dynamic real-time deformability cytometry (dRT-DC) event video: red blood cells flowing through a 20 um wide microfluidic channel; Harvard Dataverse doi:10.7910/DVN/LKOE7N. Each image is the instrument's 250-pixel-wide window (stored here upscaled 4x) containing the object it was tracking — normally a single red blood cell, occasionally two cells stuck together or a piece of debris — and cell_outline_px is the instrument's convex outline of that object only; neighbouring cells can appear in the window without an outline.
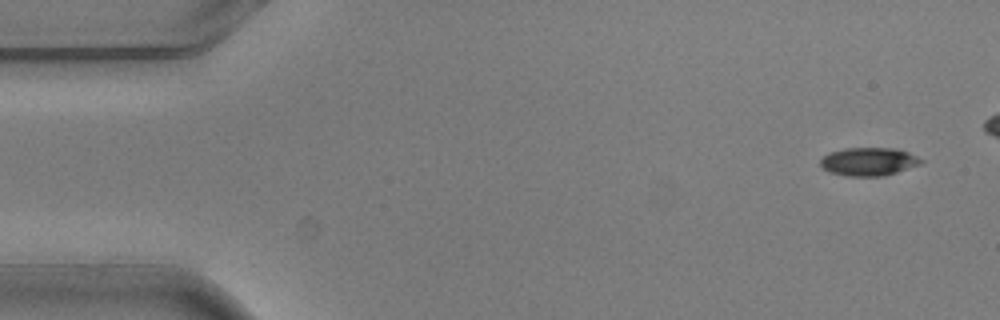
{"species": "common noctule bat (a hibernating species)", "species_latin": "Nyctalus noctula", "temperature_condition": "warm", "stored_images_in_passage": 8, "camera_frame_rate_fps": 3000, "um_per_image_px": 0.085, "animal": {"sex": "male", "body_mass_g": 20.5, "forearm_length_mm": 52.5}, "frame": {"image": 1, "passage_image": 1, "time_ms": 0.0, "image_size_px": [1000, 320], "cell_outline_px": [[924, 160], [920, 164], [884, 176], [848, 176], [828, 172], [820, 164], [820, 160], [828, 152], [844, 148], [896, 148], [908, 152]], "centroid_in_image_um": [73.82, 13.73], "position_along_channel_um": 11.2, "area_um2": 16.53}}
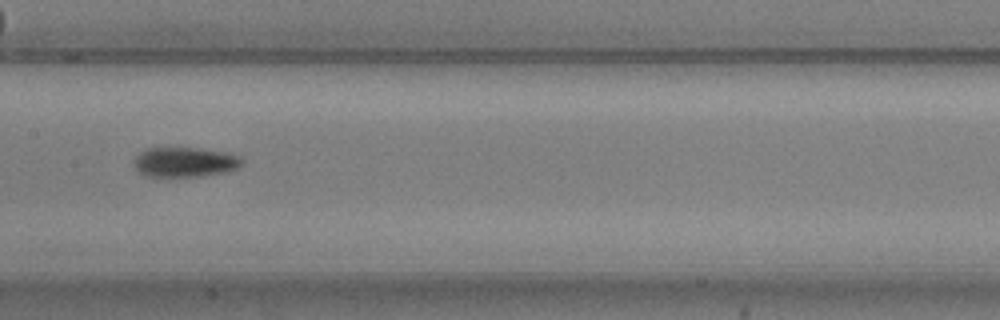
{"frame": {"image": 2, "passage_image": 7, "time_ms": 2.0, "image_size_px": [1000, 320], "cell_outline_px": [[244, 164], [240, 168], [228, 172], [200, 176], [168, 180], [144, 176], [132, 164], [136, 156], [144, 148], [168, 144], [228, 152], [240, 156], [244, 160]], "centroid_in_image_um": [15.67, 13.77], "position_along_channel_um": 191.7, "area_um2": 20.69}}
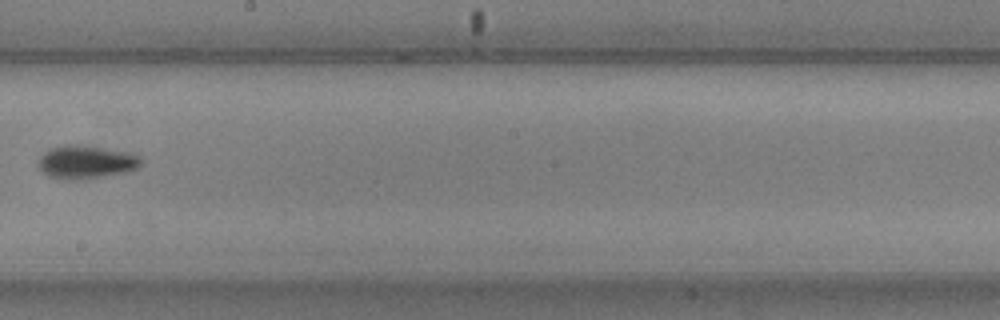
{"frame": {"image": 3, "passage_image": 8, "time_ms": 2.333, "image_size_px": [1000, 320], "cell_outline_px": [[144, 164], [140, 168], [132, 172], [84, 180], [64, 180], [48, 176], [40, 168], [40, 156], [48, 148], [64, 144], [76, 144], [124, 152], [140, 156], [144, 160]], "centroid_in_image_um": [7.38, 13.8], "position_along_channel_um": 240.8, "area_um2": 20.35}}